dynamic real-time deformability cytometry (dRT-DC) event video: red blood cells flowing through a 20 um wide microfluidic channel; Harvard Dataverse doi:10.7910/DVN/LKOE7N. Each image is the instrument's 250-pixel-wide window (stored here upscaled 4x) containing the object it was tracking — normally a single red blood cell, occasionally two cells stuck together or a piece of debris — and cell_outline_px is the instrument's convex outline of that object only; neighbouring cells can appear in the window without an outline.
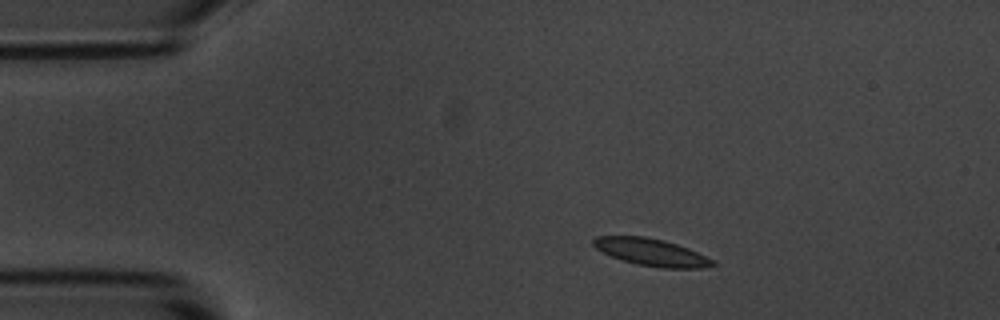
{"species": "common noctule bat (a hibernating species)", "species_latin": "Nyctalus noctula", "temperature_condition": "room temperature", "stored_images_in_passage": 8, "camera_frame_rate_fps": 3000, "um_per_image_px": 0.085, "animal": {"sex": "male", "body_mass_g": 20.1, "forearm_length_mm": 53.5}, "frame": {"image": 1, "passage_image": 1, "time_ms": 0.0, "image_size_px": [1000, 320], "cell_outline_px": [[716, 264], [700, 268], [664, 268], [636, 264], [612, 256], [596, 248], [592, 244], [592, 240], [596, 236], [644, 236], [664, 240], [688, 248], [716, 260]], "centroid_in_image_um": [55.39, 21.43], "position_along_channel_um": 29.6, "area_um2": 18.79}}
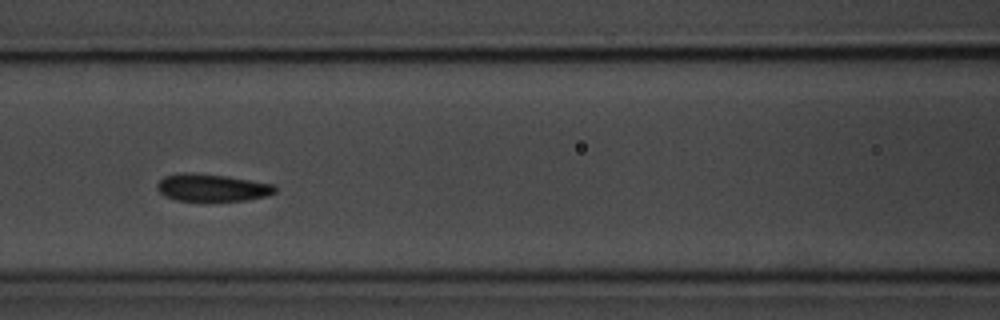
{"frame": {"image": 2, "passage_image": 5, "time_ms": 4.667, "image_size_px": [1000, 320], "cell_outline_px": [[276, 192], [268, 196], [248, 200], [176, 200], [160, 192], [156, 188], [156, 184], [164, 176], [180, 172], [188, 172], [228, 176], [276, 184]], "centroid_in_image_um": [18.06, 15.93], "position_along_channel_um": 148.5, "area_um2": 18.84}}
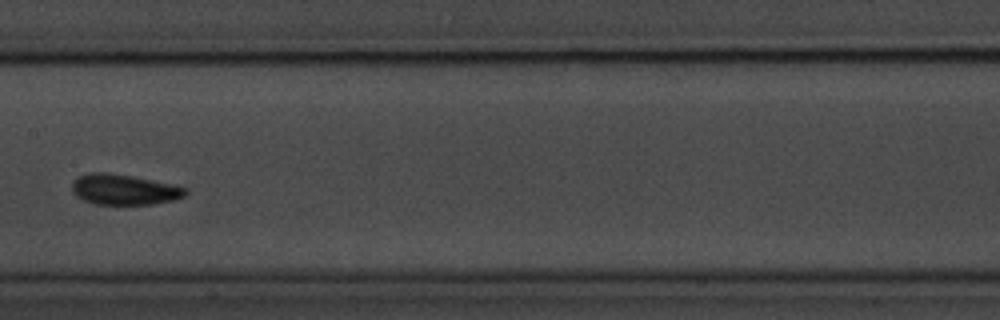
{"frame": {"image": 3, "passage_image": 6, "time_ms": 6.0, "image_size_px": [1000, 320], "cell_outline_px": [[188, 192], [184, 196], [172, 200], [152, 204], [96, 204], [84, 200], [76, 196], [72, 192], [72, 180], [76, 176], [88, 172], [108, 172], [132, 176], [188, 188]], "centroid_in_image_um": [10.48, 16.1], "position_along_channel_um": 196.9, "area_um2": 20.17}}